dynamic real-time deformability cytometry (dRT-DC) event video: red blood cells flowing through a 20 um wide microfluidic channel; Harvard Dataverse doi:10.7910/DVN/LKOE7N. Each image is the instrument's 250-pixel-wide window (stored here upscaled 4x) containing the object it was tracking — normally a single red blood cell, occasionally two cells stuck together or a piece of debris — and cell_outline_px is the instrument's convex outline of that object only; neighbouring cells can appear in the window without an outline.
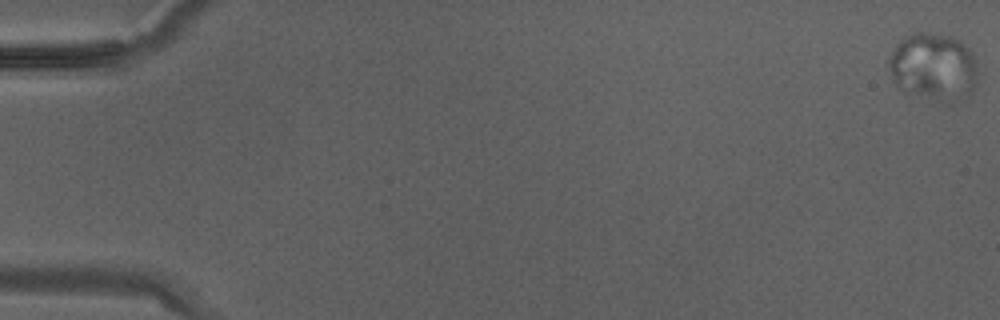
{"species": "Egyptian fruit bat (a non-hibernating species)", "species_latin": "Rousettus aegyptiacus", "temperature_condition": "warm", "stored_images_in_passage": 33, "camera_frame_rate_fps": 3000, "um_per_image_px": 0.085, "animal": {"sex": "male"}, "frame": {"image": 1, "passage_image": 1, "time_ms": 0.0, "image_size_px": [1000, 320], "cell_outline_px": [[976, 84], [972, 92], [968, 96], [952, 104], [940, 104], [904, 92], [892, 80], [888, 64], [888, 56], [900, 40], [904, 36], [916, 32], [924, 32], [948, 36], [964, 44], [972, 52], [976, 64]], "centroid_in_image_um": [79.33, 5.75], "position_along_channel_um": 5.7, "area_um2": 35.84}}
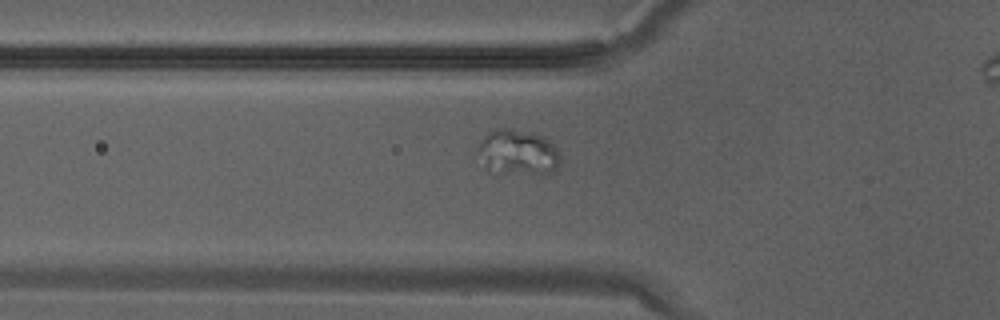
{"frame": {"image": 2, "passage_image": 14, "time_ms": 4.333, "image_size_px": [1000, 320], "cell_outline_px": [[560, 164], [552, 172], [544, 176], [488, 172], [484, 168], [480, 148], [480, 144], [484, 136], [496, 128], [508, 128], [544, 136], [556, 148], [560, 156]], "centroid_in_image_um": [44.06, 13.01], "position_along_channel_um": 81.7, "area_um2": 22.02}}
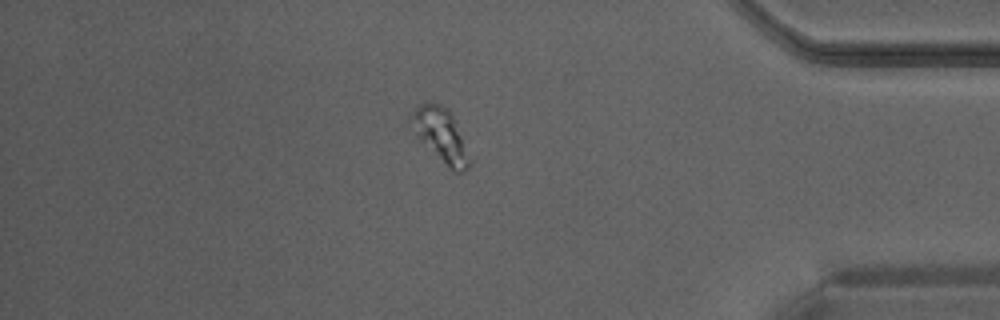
{"frame": {"image": 3, "passage_image": 32, "time_ms": 10.333, "image_size_px": [1000, 320], "cell_outline_px": [[472, 160], [468, 168], [464, 172], [456, 172], [416, 140], [408, 124], [408, 116], [420, 104], [428, 100], [440, 104], [448, 108], [452, 112]], "centroid_in_image_um": [37.41, 11.44], "position_along_channel_um": 397.8, "area_um2": 19.07}}